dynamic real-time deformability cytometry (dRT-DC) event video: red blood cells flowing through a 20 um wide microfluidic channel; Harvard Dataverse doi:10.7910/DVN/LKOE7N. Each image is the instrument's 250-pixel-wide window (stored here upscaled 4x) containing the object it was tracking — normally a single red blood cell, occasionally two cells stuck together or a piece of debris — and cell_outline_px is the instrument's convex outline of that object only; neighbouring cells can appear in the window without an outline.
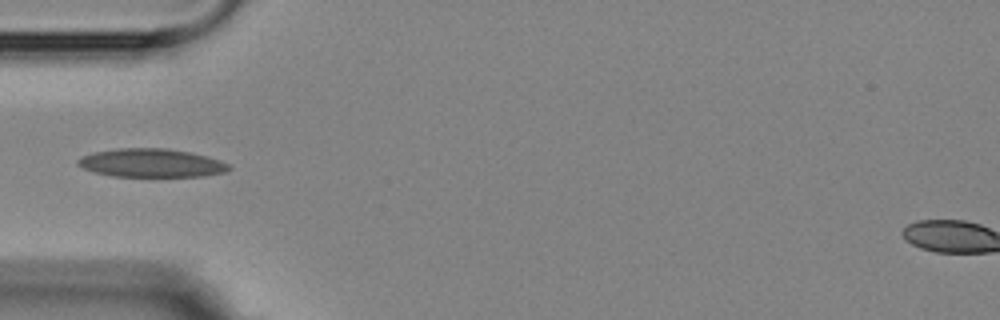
{"species": "Egyptian fruit bat (a non-hibernating species)", "species_latin": "Rousettus aegyptiacus", "temperature_condition": "room temperature", "stored_images_in_passage": 3, "camera_frame_rate_fps": 3000, "um_per_image_px": 0.085, "animal": {"sex": "female"}, "frame": {"image": 1, "passage_image": 3, "time_ms": 3.0, "image_size_px": [1000, 320], "cell_outline_px": [[232, 168], [228, 172], [204, 176], [112, 176], [96, 172], [84, 168], [76, 164], [76, 160], [84, 156], [96, 152], [116, 148], [168, 148], [192, 152], [220, 160], [228, 164]], "centroid_in_image_um": [12.92, 13.85], "position_along_channel_um": 72.1, "area_um2": 25.03}}